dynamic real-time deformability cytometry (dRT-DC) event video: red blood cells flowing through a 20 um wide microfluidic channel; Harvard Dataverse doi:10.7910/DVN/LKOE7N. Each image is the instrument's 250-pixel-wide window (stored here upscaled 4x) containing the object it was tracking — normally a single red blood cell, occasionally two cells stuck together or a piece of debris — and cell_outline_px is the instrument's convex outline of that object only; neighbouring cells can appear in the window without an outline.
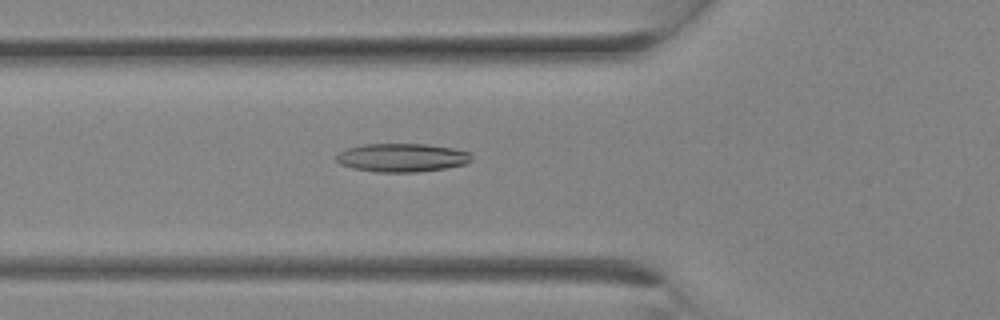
{"species": "Egyptian fruit bat (a non-hibernating species)", "species_latin": "Rousettus aegyptiacus", "temperature_condition": "room temperature", "stored_images_in_passage": 27, "camera_frame_rate_fps": 3000, "um_per_image_px": 0.085, "animal": {"sex": "female"}, "frame": {"image": 1, "passage_image": 10, "time_ms": 3.0, "image_size_px": [1000, 320], "cell_outline_px": [[472, 160], [464, 164], [444, 168], [416, 172], [376, 172], [352, 168], [340, 164], [336, 160], [336, 156], [340, 152], [348, 148], [364, 144], [424, 144], [452, 148], [472, 152]], "centroid_in_image_um": [34.17, 13.4], "position_along_channel_um": 91.6, "area_um2": 22.37}}
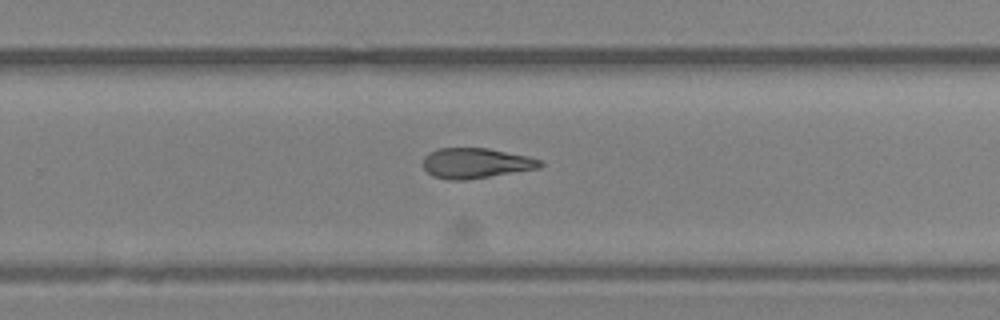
{"frame": {"image": 2, "passage_image": 18, "time_ms": 5.667, "image_size_px": [1000, 320], "cell_outline_px": [[544, 164], [540, 168], [464, 180], [448, 180], [432, 176], [424, 168], [424, 156], [440, 148], [488, 148], [528, 156], [544, 160]], "centroid_in_image_um": [40.49, 13.87], "position_along_channel_um": 289.3, "area_um2": 20.58}}
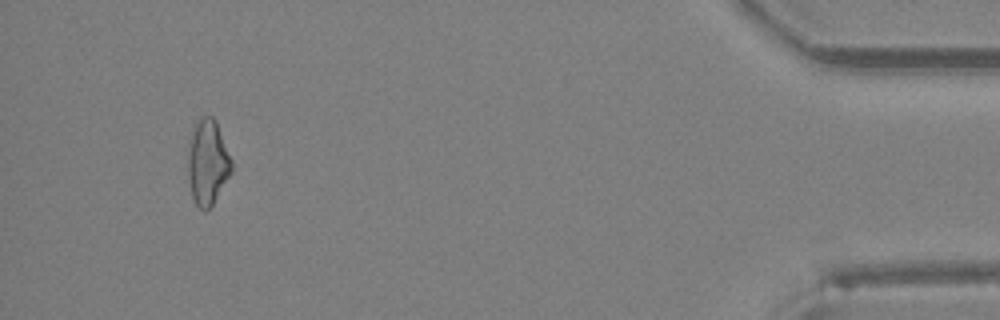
{"frame": {"image": 3, "passage_image": 26, "time_ms": 8.333, "image_size_px": [1000, 320], "cell_outline_px": [[232, 172], [212, 204], [204, 212], [196, 204], [192, 196], [188, 176], [188, 152], [192, 128], [196, 120], [200, 116], [212, 116], [216, 120], [232, 160]], "centroid_in_image_um": [17.64, 13.75], "position_along_channel_um": 417.6, "area_um2": 21.68}}